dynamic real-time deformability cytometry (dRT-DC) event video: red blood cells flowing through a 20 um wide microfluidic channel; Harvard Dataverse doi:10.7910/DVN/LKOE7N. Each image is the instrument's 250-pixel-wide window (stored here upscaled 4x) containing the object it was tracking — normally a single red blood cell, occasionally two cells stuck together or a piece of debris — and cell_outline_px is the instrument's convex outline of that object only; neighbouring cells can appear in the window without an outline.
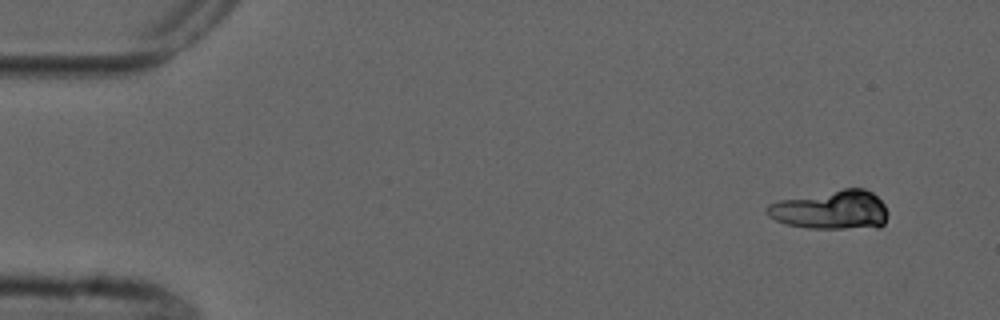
{"species": "common noctule bat (a hibernating species)", "species_latin": "Nyctalus noctula", "temperature_condition": "cold", "stored_images_in_passage": 7, "segment_of_instrument_passage": [1, 2], "camera_frame_rate_fps": 3000, "um_per_image_px": 0.085, "animal": {"sex": "male", "forearm_length_mm": 52.5}, "frame": {"image": 1, "passage_image": 1, "time_ms": 0.0, "image_size_px": [1000, 320], "cell_outline_px": [[888, 216], [884, 224], [880, 228], [808, 228], [788, 224], [776, 220], [768, 216], [764, 212], [764, 208], [768, 204], [780, 200], [844, 188], [864, 188], [872, 192], [884, 204], [888, 212]], "centroid_in_image_um": [70.66, 17.84], "position_along_channel_um": 14.3, "area_um2": 27.69}}